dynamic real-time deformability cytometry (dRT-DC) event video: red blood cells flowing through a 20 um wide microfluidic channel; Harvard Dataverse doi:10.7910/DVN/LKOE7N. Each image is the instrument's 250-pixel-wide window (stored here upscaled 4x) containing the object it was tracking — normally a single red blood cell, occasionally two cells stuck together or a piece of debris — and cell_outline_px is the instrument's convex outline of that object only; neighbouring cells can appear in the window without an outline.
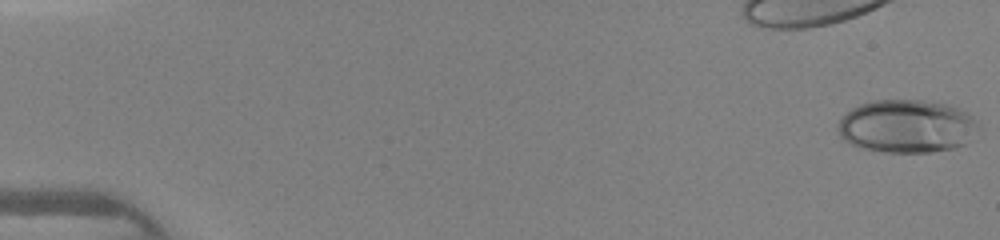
{"species": "human", "species_latin": "Homo sapiens", "temperature_condition": "warm", "stored_images_in_passage": 46, "camera_frame_rate_fps": 3000, "um_per_image_px": 0.085, "donor": {"sex": "female"}, "frame": {"image": 1, "passage_image": 1, "time_ms": 0.0, "image_size_px": [1000, 240], "cell_outline_px": [[980, 128], [964, 144], [956, 148], [932, 152], [884, 152], [860, 148], [844, 140], [840, 136], [840, 120], [852, 108], [860, 104], [872, 100], [920, 100], [948, 104], [960, 108], [968, 112], [980, 124]], "centroid_in_image_um": [77.13, 10.73], "position_along_channel_um": 7.9, "area_um2": 43.58}}
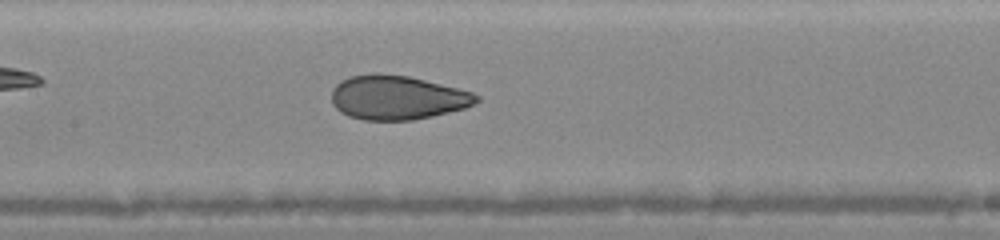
{"frame": {"image": 2, "passage_image": 23, "time_ms": 7.333, "image_size_px": [1000, 240], "cell_outline_px": [[480, 100], [464, 108], [432, 116], [412, 120], [364, 120], [348, 116], [340, 112], [332, 104], [332, 88], [340, 80], [352, 76], [376, 72], [380, 72], [408, 76], [472, 92], [480, 96]], "centroid_in_image_um": [33.72, 8.28], "position_along_channel_um": 173.7, "area_um2": 37.28}}
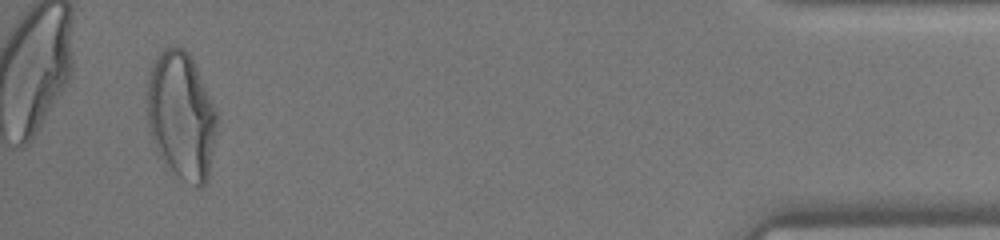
{"frame": {"image": 3, "passage_image": 44, "time_ms": 14.333, "image_size_px": [1000, 240], "cell_outline_px": [[216, 132], [208, 180], [200, 188], [184, 180], [160, 156], [156, 148], [148, 128], [148, 80], [152, 64], [160, 48], [172, 44], [184, 48], [192, 56], [216, 112]], "centroid_in_image_um": [15.41, 9.76], "position_along_channel_um": 419.8, "area_um2": 51.56}}